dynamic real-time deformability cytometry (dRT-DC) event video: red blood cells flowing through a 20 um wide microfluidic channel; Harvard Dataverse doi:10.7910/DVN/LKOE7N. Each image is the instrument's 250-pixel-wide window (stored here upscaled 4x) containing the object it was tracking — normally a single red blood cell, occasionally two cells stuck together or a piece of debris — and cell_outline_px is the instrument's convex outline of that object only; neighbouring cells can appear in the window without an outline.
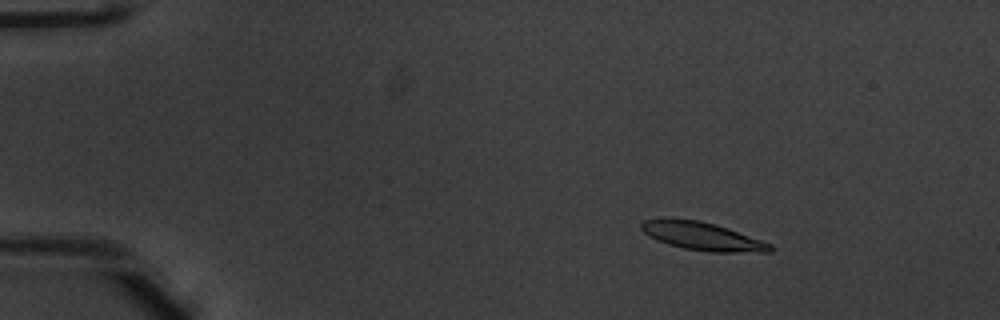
{"species": "common noctule bat (a hibernating species)", "species_latin": "Nyctalus noctula", "temperature_condition": "warm", "stored_images_in_passage": 53, "camera_frame_rate_fps": 3000, "um_per_image_px": 0.085, "animal": {"sex": "male", "body_mass_g": 20.1, "forearm_length_mm": 53.5}, "frame": {"image": 1, "passage_image": 9, "time_ms": 2.667, "image_size_px": [1000, 320], "cell_outline_px": [[776, 248], [772, 252], [708, 252], [684, 248], [668, 244], [656, 240], [644, 232], [640, 228], [640, 224], [644, 220], [660, 216], [668, 216], [700, 220], [716, 224], [728, 228], [772, 244]], "centroid_in_image_um": [59.65, 20.04], "position_along_channel_um": 25.3, "area_um2": 21.73}}
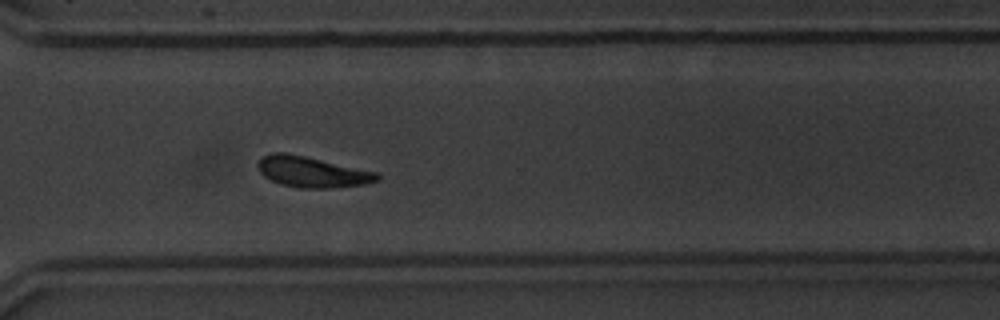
{"frame": {"image": 2, "passage_image": 40, "time_ms": 13.0, "image_size_px": [1000, 320], "cell_outline_px": [[380, 180], [364, 184], [328, 188], [300, 188], [280, 184], [264, 176], [256, 168], [256, 164], [264, 156], [272, 152], [284, 152], [304, 156], [380, 172]], "centroid_in_image_um": [26.54, 14.61], "position_along_channel_um": 344.1, "area_um2": 21.44}}
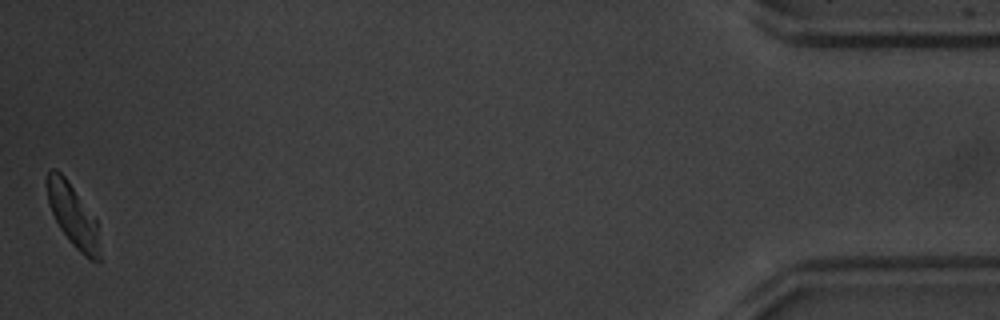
{"frame": {"image": 3, "passage_image": 53, "time_ms": 17.333, "image_size_px": [1000, 320], "cell_outline_px": [[100, 260], [92, 260], [84, 256], [68, 240], [60, 228], [52, 212], [48, 200], [48, 172], [52, 168], [56, 168], [64, 176], [96, 220], [100, 256]], "centroid_in_image_um": [6.2, 18.34], "position_along_channel_um": 429.0, "area_um2": 18.44}, "authors_computed_cell_mechanics": {"area_um2": 20.9814, "velocity_mm_per_s": 3.9161, "shape_relaxation_time_tau1_ms": 1.8362, "shape_relaxation_time_tau2_ms": 6.1789, "deformation_change_tau1": 0.1197, "deformation_change_tau2": 0.1139}}